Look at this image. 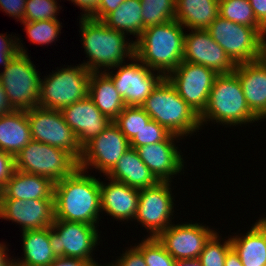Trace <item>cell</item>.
<instances>
[{
	"label": "cell",
	"instance_id": "f35d334b",
	"mask_svg": "<svg viewBox=\"0 0 266 266\" xmlns=\"http://www.w3.org/2000/svg\"><path fill=\"white\" fill-rule=\"evenodd\" d=\"M14 37V39H13ZM0 34V64L5 67L18 53L28 54L17 36Z\"/></svg>",
	"mask_w": 266,
	"mask_h": 266
},
{
	"label": "cell",
	"instance_id": "4fadbf2b",
	"mask_svg": "<svg viewBox=\"0 0 266 266\" xmlns=\"http://www.w3.org/2000/svg\"><path fill=\"white\" fill-rule=\"evenodd\" d=\"M131 60L133 62L115 67L117 71L114 74L112 70L105 73L111 78L126 106H141L164 76L158 71L155 73L136 56Z\"/></svg>",
	"mask_w": 266,
	"mask_h": 266
},
{
	"label": "cell",
	"instance_id": "e0dca14e",
	"mask_svg": "<svg viewBox=\"0 0 266 266\" xmlns=\"http://www.w3.org/2000/svg\"><path fill=\"white\" fill-rule=\"evenodd\" d=\"M183 61L203 65L217 74L232 73L236 68L206 29L191 30L189 34L185 32Z\"/></svg>",
	"mask_w": 266,
	"mask_h": 266
},
{
	"label": "cell",
	"instance_id": "f907efd6",
	"mask_svg": "<svg viewBox=\"0 0 266 266\" xmlns=\"http://www.w3.org/2000/svg\"><path fill=\"white\" fill-rule=\"evenodd\" d=\"M175 266H202L198 259L177 260Z\"/></svg>",
	"mask_w": 266,
	"mask_h": 266
},
{
	"label": "cell",
	"instance_id": "7c38bea8",
	"mask_svg": "<svg viewBox=\"0 0 266 266\" xmlns=\"http://www.w3.org/2000/svg\"><path fill=\"white\" fill-rule=\"evenodd\" d=\"M171 185V182H158L152 187L140 189L134 221L137 220L150 233L146 237H157L173 223L176 204Z\"/></svg>",
	"mask_w": 266,
	"mask_h": 266
},
{
	"label": "cell",
	"instance_id": "1f68e13d",
	"mask_svg": "<svg viewBox=\"0 0 266 266\" xmlns=\"http://www.w3.org/2000/svg\"><path fill=\"white\" fill-rule=\"evenodd\" d=\"M219 15L226 20L253 28H262L249 0H219Z\"/></svg>",
	"mask_w": 266,
	"mask_h": 266
},
{
	"label": "cell",
	"instance_id": "bcb514c9",
	"mask_svg": "<svg viewBox=\"0 0 266 266\" xmlns=\"http://www.w3.org/2000/svg\"><path fill=\"white\" fill-rule=\"evenodd\" d=\"M49 266H93L89 261L78 258H56Z\"/></svg>",
	"mask_w": 266,
	"mask_h": 266
},
{
	"label": "cell",
	"instance_id": "8fae6325",
	"mask_svg": "<svg viewBox=\"0 0 266 266\" xmlns=\"http://www.w3.org/2000/svg\"><path fill=\"white\" fill-rule=\"evenodd\" d=\"M26 112L32 140L66 150L80 160L82 148L60 110L37 106Z\"/></svg>",
	"mask_w": 266,
	"mask_h": 266
},
{
	"label": "cell",
	"instance_id": "83f0119b",
	"mask_svg": "<svg viewBox=\"0 0 266 266\" xmlns=\"http://www.w3.org/2000/svg\"><path fill=\"white\" fill-rule=\"evenodd\" d=\"M24 257L13 259L14 266H49L55 259L49 239V227L22 232Z\"/></svg>",
	"mask_w": 266,
	"mask_h": 266
},
{
	"label": "cell",
	"instance_id": "8d00e7d4",
	"mask_svg": "<svg viewBox=\"0 0 266 266\" xmlns=\"http://www.w3.org/2000/svg\"><path fill=\"white\" fill-rule=\"evenodd\" d=\"M57 4L56 0H26L24 22L58 20L61 6Z\"/></svg>",
	"mask_w": 266,
	"mask_h": 266
},
{
	"label": "cell",
	"instance_id": "c3c4849f",
	"mask_svg": "<svg viewBox=\"0 0 266 266\" xmlns=\"http://www.w3.org/2000/svg\"><path fill=\"white\" fill-rule=\"evenodd\" d=\"M8 248L5 243H0V266H14V260L8 257Z\"/></svg>",
	"mask_w": 266,
	"mask_h": 266
},
{
	"label": "cell",
	"instance_id": "7a4b0ae2",
	"mask_svg": "<svg viewBox=\"0 0 266 266\" xmlns=\"http://www.w3.org/2000/svg\"><path fill=\"white\" fill-rule=\"evenodd\" d=\"M79 24L81 42L89 60L82 64L90 72L113 70L125 63L126 58L131 60L135 56V41H129L126 34L93 18H80Z\"/></svg>",
	"mask_w": 266,
	"mask_h": 266
},
{
	"label": "cell",
	"instance_id": "5b68a950",
	"mask_svg": "<svg viewBox=\"0 0 266 266\" xmlns=\"http://www.w3.org/2000/svg\"><path fill=\"white\" fill-rule=\"evenodd\" d=\"M141 107L151 119L183 139L202 129L200 115L179 96L166 77L158 83Z\"/></svg>",
	"mask_w": 266,
	"mask_h": 266
},
{
	"label": "cell",
	"instance_id": "44dd1931",
	"mask_svg": "<svg viewBox=\"0 0 266 266\" xmlns=\"http://www.w3.org/2000/svg\"><path fill=\"white\" fill-rule=\"evenodd\" d=\"M241 83L246 103L260 120L266 119V59L237 64L234 71Z\"/></svg>",
	"mask_w": 266,
	"mask_h": 266
},
{
	"label": "cell",
	"instance_id": "ac0fdd59",
	"mask_svg": "<svg viewBox=\"0 0 266 266\" xmlns=\"http://www.w3.org/2000/svg\"><path fill=\"white\" fill-rule=\"evenodd\" d=\"M16 222L23 231L44 229L55 220L54 199H0V219Z\"/></svg>",
	"mask_w": 266,
	"mask_h": 266
},
{
	"label": "cell",
	"instance_id": "f546056e",
	"mask_svg": "<svg viewBox=\"0 0 266 266\" xmlns=\"http://www.w3.org/2000/svg\"><path fill=\"white\" fill-rule=\"evenodd\" d=\"M241 235H230V240L243 266H266V241L263 234L252 225L245 235Z\"/></svg>",
	"mask_w": 266,
	"mask_h": 266
},
{
	"label": "cell",
	"instance_id": "7bdbcfd3",
	"mask_svg": "<svg viewBox=\"0 0 266 266\" xmlns=\"http://www.w3.org/2000/svg\"><path fill=\"white\" fill-rule=\"evenodd\" d=\"M124 0H98L96 13L91 17L96 20H102L108 13L116 10Z\"/></svg>",
	"mask_w": 266,
	"mask_h": 266
},
{
	"label": "cell",
	"instance_id": "7402d4cb",
	"mask_svg": "<svg viewBox=\"0 0 266 266\" xmlns=\"http://www.w3.org/2000/svg\"><path fill=\"white\" fill-rule=\"evenodd\" d=\"M109 181L108 184L100 181L101 212L104 211L107 216H112L120 222L133 221L137 212L140 190L112 179Z\"/></svg>",
	"mask_w": 266,
	"mask_h": 266
},
{
	"label": "cell",
	"instance_id": "d6a6232c",
	"mask_svg": "<svg viewBox=\"0 0 266 266\" xmlns=\"http://www.w3.org/2000/svg\"><path fill=\"white\" fill-rule=\"evenodd\" d=\"M150 120L151 118L141 106H125L113 123L130 142Z\"/></svg>",
	"mask_w": 266,
	"mask_h": 266
},
{
	"label": "cell",
	"instance_id": "ffe728a7",
	"mask_svg": "<svg viewBox=\"0 0 266 266\" xmlns=\"http://www.w3.org/2000/svg\"><path fill=\"white\" fill-rule=\"evenodd\" d=\"M65 122L71 127L79 145L83 148L113 122L104 115L87 96L60 110Z\"/></svg>",
	"mask_w": 266,
	"mask_h": 266
},
{
	"label": "cell",
	"instance_id": "60d3db41",
	"mask_svg": "<svg viewBox=\"0 0 266 266\" xmlns=\"http://www.w3.org/2000/svg\"><path fill=\"white\" fill-rule=\"evenodd\" d=\"M15 171V157L0 150V190L6 185Z\"/></svg>",
	"mask_w": 266,
	"mask_h": 266
},
{
	"label": "cell",
	"instance_id": "3957f363",
	"mask_svg": "<svg viewBox=\"0 0 266 266\" xmlns=\"http://www.w3.org/2000/svg\"><path fill=\"white\" fill-rule=\"evenodd\" d=\"M184 32L175 19L147 27L135 40V56L166 77L183 61Z\"/></svg>",
	"mask_w": 266,
	"mask_h": 266
},
{
	"label": "cell",
	"instance_id": "9c48e42d",
	"mask_svg": "<svg viewBox=\"0 0 266 266\" xmlns=\"http://www.w3.org/2000/svg\"><path fill=\"white\" fill-rule=\"evenodd\" d=\"M0 83L14 110L38 106L41 76L27 54L18 53L3 68Z\"/></svg>",
	"mask_w": 266,
	"mask_h": 266
},
{
	"label": "cell",
	"instance_id": "f5cc1de1",
	"mask_svg": "<svg viewBox=\"0 0 266 266\" xmlns=\"http://www.w3.org/2000/svg\"><path fill=\"white\" fill-rule=\"evenodd\" d=\"M263 57L266 59V37H264L263 43Z\"/></svg>",
	"mask_w": 266,
	"mask_h": 266
},
{
	"label": "cell",
	"instance_id": "816d5d0a",
	"mask_svg": "<svg viewBox=\"0 0 266 266\" xmlns=\"http://www.w3.org/2000/svg\"><path fill=\"white\" fill-rule=\"evenodd\" d=\"M254 226L263 234L266 241V218L261 217L256 220Z\"/></svg>",
	"mask_w": 266,
	"mask_h": 266
},
{
	"label": "cell",
	"instance_id": "30bf717a",
	"mask_svg": "<svg viewBox=\"0 0 266 266\" xmlns=\"http://www.w3.org/2000/svg\"><path fill=\"white\" fill-rule=\"evenodd\" d=\"M99 225L54 220L49 227V239L56 258H78L97 264L92 256L100 244ZM97 228V229H96Z\"/></svg>",
	"mask_w": 266,
	"mask_h": 266
},
{
	"label": "cell",
	"instance_id": "b9f144b4",
	"mask_svg": "<svg viewBox=\"0 0 266 266\" xmlns=\"http://www.w3.org/2000/svg\"><path fill=\"white\" fill-rule=\"evenodd\" d=\"M25 7L26 0H0V9L10 17L18 19L20 23L24 22Z\"/></svg>",
	"mask_w": 266,
	"mask_h": 266
},
{
	"label": "cell",
	"instance_id": "8992f818",
	"mask_svg": "<svg viewBox=\"0 0 266 266\" xmlns=\"http://www.w3.org/2000/svg\"><path fill=\"white\" fill-rule=\"evenodd\" d=\"M90 75L91 72L82 63L52 71L40 81L38 106L61 110L85 99L88 96Z\"/></svg>",
	"mask_w": 266,
	"mask_h": 266
},
{
	"label": "cell",
	"instance_id": "6da1fadb",
	"mask_svg": "<svg viewBox=\"0 0 266 266\" xmlns=\"http://www.w3.org/2000/svg\"><path fill=\"white\" fill-rule=\"evenodd\" d=\"M100 178L78 168L54 183L55 220L99 224L101 212Z\"/></svg>",
	"mask_w": 266,
	"mask_h": 266
},
{
	"label": "cell",
	"instance_id": "74e56055",
	"mask_svg": "<svg viewBox=\"0 0 266 266\" xmlns=\"http://www.w3.org/2000/svg\"><path fill=\"white\" fill-rule=\"evenodd\" d=\"M170 134L164 126L151 119L129 144L131 148L136 149L137 147L164 141Z\"/></svg>",
	"mask_w": 266,
	"mask_h": 266
},
{
	"label": "cell",
	"instance_id": "d590c367",
	"mask_svg": "<svg viewBox=\"0 0 266 266\" xmlns=\"http://www.w3.org/2000/svg\"><path fill=\"white\" fill-rule=\"evenodd\" d=\"M219 233L216 231L206 242L198 260L202 266H224L226 254L232 248L231 240L221 243Z\"/></svg>",
	"mask_w": 266,
	"mask_h": 266
},
{
	"label": "cell",
	"instance_id": "4316f807",
	"mask_svg": "<svg viewBox=\"0 0 266 266\" xmlns=\"http://www.w3.org/2000/svg\"><path fill=\"white\" fill-rule=\"evenodd\" d=\"M175 20L190 30L207 29L219 16V0H176Z\"/></svg>",
	"mask_w": 266,
	"mask_h": 266
},
{
	"label": "cell",
	"instance_id": "9a60e30c",
	"mask_svg": "<svg viewBox=\"0 0 266 266\" xmlns=\"http://www.w3.org/2000/svg\"><path fill=\"white\" fill-rule=\"evenodd\" d=\"M129 148L128 139L112 122L82 148L79 168L88 173L93 166L105 176Z\"/></svg>",
	"mask_w": 266,
	"mask_h": 266
},
{
	"label": "cell",
	"instance_id": "ba28073f",
	"mask_svg": "<svg viewBox=\"0 0 266 266\" xmlns=\"http://www.w3.org/2000/svg\"><path fill=\"white\" fill-rule=\"evenodd\" d=\"M206 30L236 65L263 57V28L240 25L219 15Z\"/></svg>",
	"mask_w": 266,
	"mask_h": 266
},
{
	"label": "cell",
	"instance_id": "d6986e66",
	"mask_svg": "<svg viewBox=\"0 0 266 266\" xmlns=\"http://www.w3.org/2000/svg\"><path fill=\"white\" fill-rule=\"evenodd\" d=\"M180 138L171 133L164 141L136 148L140 159L159 182H172L173 177L184 171L186 162L174 142Z\"/></svg>",
	"mask_w": 266,
	"mask_h": 266
},
{
	"label": "cell",
	"instance_id": "277c9868",
	"mask_svg": "<svg viewBox=\"0 0 266 266\" xmlns=\"http://www.w3.org/2000/svg\"><path fill=\"white\" fill-rule=\"evenodd\" d=\"M241 126L259 121L249 109L239 78L235 72L218 74L210 91L206 109L200 115L201 127L208 122ZM216 122V123H215Z\"/></svg>",
	"mask_w": 266,
	"mask_h": 266
},
{
	"label": "cell",
	"instance_id": "484cf974",
	"mask_svg": "<svg viewBox=\"0 0 266 266\" xmlns=\"http://www.w3.org/2000/svg\"><path fill=\"white\" fill-rule=\"evenodd\" d=\"M88 97L112 121L126 106L111 78L105 72H91L88 85Z\"/></svg>",
	"mask_w": 266,
	"mask_h": 266
},
{
	"label": "cell",
	"instance_id": "ee69618b",
	"mask_svg": "<svg viewBox=\"0 0 266 266\" xmlns=\"http://www.w3.org/2000/svg\"><path fill=\"white\" fill-rule=\"evenodd\" d=\"M258 24L265 30L266 37V0H249Z\"/></svg>",
	"mask_w": 266,
	"mask_h": 266
},
{
	"label": "cell",
	"instance_id": "e575fe53",
	"mask_svg": "<svg viewBox=\"0 0 266 266\" xmlns=\"http://www.w3.org/2000/svg\"><path fill=\"white\" fill-rule=\"evenodd\" d=\"M134 247L143 255L146 266H175L176 260L156 237H146Z\"/></svg>",
	"mask_w": 266,
	"mask_h": 266
},
{
	"label": "cell",
	"instance_id": "d4e9b609",
	"mask_svg": "<svg viewBox=\"0 0 266 266\" xmlns=\"http://www.w3.org/2000/svg\"><path fill=\"white\" fill-rule=\"evenodd\" d=\"M32 140L26 110L0 116V150L16 155Z\"/></svg>",
	"mask_w": 266,
	"mask_h": 266
},
{
	"label": "cell",
	"instance_id": "836d02e7",
	"mask_svg": "<svg viewBox=\"0 0 266 266\" xmlns=\"http://www.w3.org/2000/svg\"><path fill=\"white\" fill-rule=\"evenodd\" d=\"M25 32L33 44H52L59 37L62 25L59 20H44L34 22H21Z\"/></svg>",
	"mask_w": 266,
	"mask_h": 266
},
{
	"label": "cell",
	"instance_id": "f1b7e54d",
	"mask_svg": "<svg viewBox=\"0 0 266 266\" xmlns=\"http://www.w3.org/2000/svg\"><path fill=\"white\" fill-rule=\"evenodd\" d=\"M101 21L111 29L135 36L136 40L145 29L140 0H124L116 10L108 13Z\"/></svg>",
	"mask_w": 266,
	"mask_h": 266
},
{
	"label": "cell",
	"instance_id": "681fc988",
	"mask_svg": "<svg viewBox=\"0 0 266 266\" xmlns=\"http://www.w3.org/2000/svg\"><path fill=\"white\" fill-rule=\"evenodd\" d=\"M224 266H243L238 254L231 248L226 254Z\"/></svg>",
	"mask_w": 266,
	"mask_h": 266
},
{
	"label": "cell",
	"instance_id": "4dcf8cb0",
	"mask_svg": "<svg viewBox=\"0 0 266 266\" xmlns=\"http://www.w3.org/2000/svg\"><path fill=\"white\" fill-rule=\"evenodd\" d=\"M145 28L175 19L176 0H140Z\"/></svg>",
	"mask_w": 266,
	"mask_h": 266
},
{
	"label": "cell",
	"instance_id": "cb8c5ba5",
	"mask_svg": "<svg viewBox=\"0 0 266 266\" xmlns=\"http://www.w3.org/2000/svg\"><path fill=\"white\" fill-rule=\"evenodd\" d=\"M105 176L139 190L152 187L159 182L140 159L137 150L131 147Z\"/></svg>",
	"mask_w": 266,
	"mask_h": 266
},
{
	"label": "cell",
	"instance_id": "5bb4252c",
	"mask_svg": "<svg viewBox=\"0 0 266 266\" xmlns=\"http://www.w3.org/2000/svg\"><path fill=\"white\" fill-rule=\"evenodd\" d=\"M218 74L203 65L182 61L166 78L179 96L199 115L206 109Z\"/></svg>",
	"mask_w": 266,
	"mask_h": 266
},
{
	"label": "cell",
	"instance_id": "7dc6e473",
	"mask_svg": "<svg viewBox=\"0 0 266 266\" xmlns=\"http://www.w3.org/2000/svg\"><path fill=\"white\" fill-rule=\"evenodd\" d=\"M14 109L9 103L7 94L2 84L0 83V116L12 112Z\"/></svg>",
	"mask_w": 266,
	"mask_h": 266
},
{
	"label": "cell",
	"instance_id": "2e32d148",
	"mask_svg": "<svg viewBox=\"0 0 266 266\" xmlns=\"http://www.w3.org/2000/svg\"><path fill=\"white\" fill-rule=\"evenodd\" d=\"M216 231L200 223L171 224L156 238L177 260L198 259L206 242Z\"/></svg>",
	"mask_w": 266,
	"mask_h": 266
},
{
	"label": "cell",
	"instance_id": "ab89813d",
	"mask_svg": "<svg viewBox=\"0 0 266 266\" xmlns=\"http://www.w3.org/2000/svg\"><path fill=\"white\" fill-rule=\"evenodd\" d=\"M120 255L115 262H111L114 266H146L143 255L132 245Z\"/></svg>",
	"mask_w": 266,
	"mask_h": 266
},
{
	"label": "cell",
	"instance_id": "603a6c76",
	"mask_svg": "<svg viewBox=\"0 0 266 266\" xmlns=\"http://www.w3.org/2000/svg\"><path fill=\"white\" fill-rule=\"evenodd\" d=\"M54 182L49 178L15 169L1 189L0 199H54Z\"/></svg>",
	"mask_w": 266,
	"mask_h": 266
},
{
	"label": "cell",
	"instance_id": "52a82bcc",
	"mask_svg": "<svg viewBox=\"0 0 266 266\" xmlns=\"http://www.w3.org/2000/svg\"><path fill=\"white\" fill-rule=\"evenodd\" d=\"M79 161L68 151L31 140L15 157V169L56 183L72 175Z\"/></svg>",
	"mask_w": 266,
	"mask_h": 266
},
{
	"label": "cell",
	"instance_id": "db71d44e",
	"mask_svg": "<svg viewBox=\"0 0 266 266\" xmlns=\"http://www.w3.org/2000/svg\"><path fill=\"white\" fill-rule=\"evenodd\" d=\"M93 266H104V265H101V264H94ZM105 266H114L113 264H111V263H108L107 265H105Z\"/></svg>",
	"mask_w": 266,
	"mask_h": 266
},
{
	"label": "cell",
	"instance_id": "f6af8a7d",
	"mask_svg": "<svg viewBox=\"0 0 266 266\" xmlns=\"http://www.w3.org/2000/svg\"><path fill=\"white\" fill-rule=\"evenodd\" d=\"M83 11L80 18H91L97 11L98 0H69Z\"/></svg>",
	"mask_w": 266,
	"mask_h": 266
}]
</instances>
